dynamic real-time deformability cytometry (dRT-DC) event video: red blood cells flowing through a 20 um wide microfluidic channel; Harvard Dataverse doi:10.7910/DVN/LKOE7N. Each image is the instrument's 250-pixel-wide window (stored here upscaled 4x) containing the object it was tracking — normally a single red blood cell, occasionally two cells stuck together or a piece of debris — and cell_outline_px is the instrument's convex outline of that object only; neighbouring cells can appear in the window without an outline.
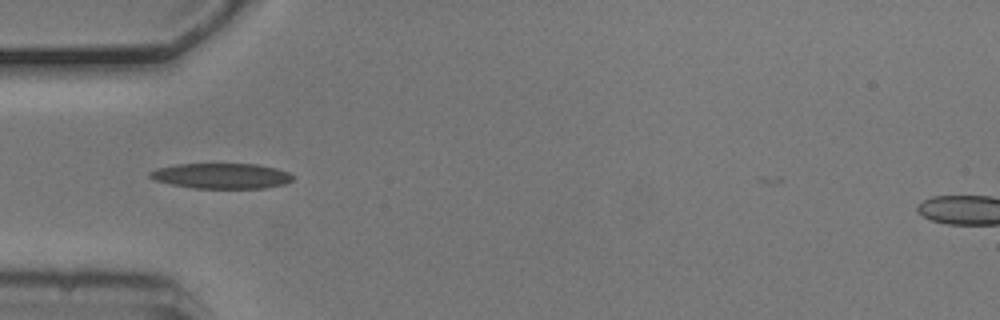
{"species": "common noctule bat (a hibernating species)", "species_latin": "Nyctalus noctula", "temperature_condition": "cold", "stored_images_in_passage": 34, "camera_frame_rate_fps": 3000, "um_per_image_px": 0.085, "animal": {"sex": "male", "body_mass_g": 20.5, "forearm_length_mm": 52.5}, "frame": {"image": 1, "passage_image": 2, "time_ms": 0.333, "image_size_px": [1000, 320], "cell_outline_px": [[292, 180], [284, 184], [264, 188], [196, 188], [172, 184], [156, 180], [148, 176], [148, 172], [156, 168], [176, 164], [256, 164], [276, 168], [288, 172], [292, 176]], "centroid_in_image_um": [18.8, 14.94], "position_along_channel_um": 66.2, "area_um2": 20.98}}
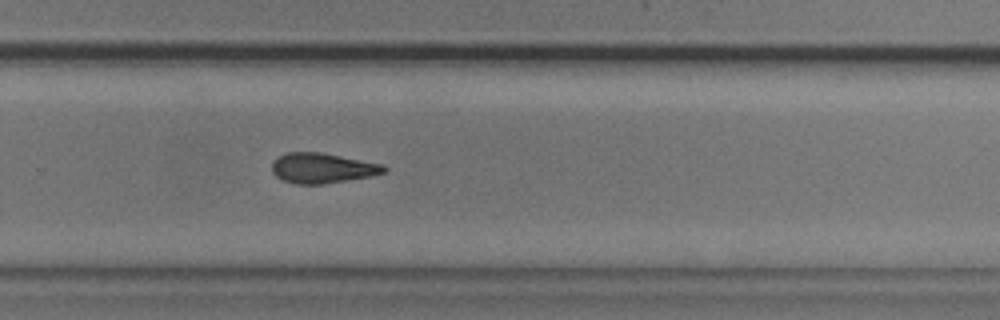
{"frame": {"image": 2, "passage_image": 21, "time_ms": 6.667, "image_size_px": [1000, 320], "cell_outline_px": [[388, 168], [384, 172], [372, 176], [324, 184], [296, 184], [284, 180], [276, 176], [272, 172], [272, 164], [276, 156], [288, 152], [320, 152], [384, 164]], "centroid_in_image_um": [27.4, 14.28], "position_along_channel_um": 302.4, "area_um2": 19.77}}
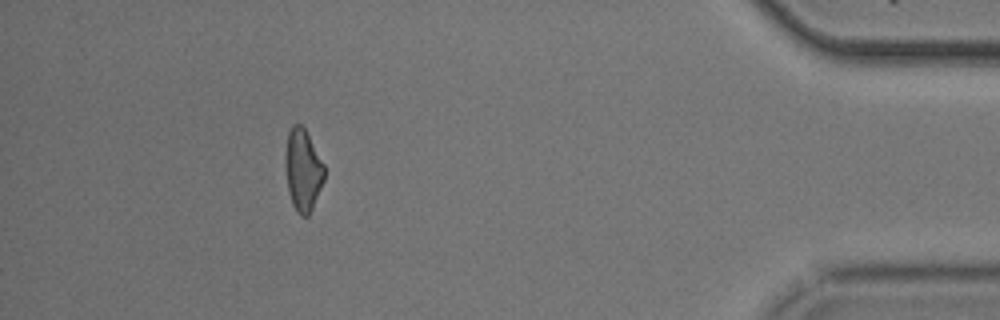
{"frame": {"image": 3, "passage_image": 34, "time_ms": 11.0, "image_size_px": [1000, 320], "cell_outline_px": [[324, 180], [312, 208], [308, 216], [300, 216], [296, 212], [292, 204], [288, 192], [284, 164], [284, 156], [288, 132], [292, 124], [300, 124], [304, 128], [324, 164]], "centroid_in_image_um": [25.71, 14.46], "position_along_channel_um": 409.5, "area_um2": 18.73}, "authors_computed_cell_mechanics": {"area_um2": 19.4497, "velocity_mm_per_s": 3.7236, "shape_relaxation_time_tau1_ms": null, "shape_relaxation_time_tau2_ms": 10.5649, "deformation_change_tau1": null, "deformation_change_tau2": 0.2317}}